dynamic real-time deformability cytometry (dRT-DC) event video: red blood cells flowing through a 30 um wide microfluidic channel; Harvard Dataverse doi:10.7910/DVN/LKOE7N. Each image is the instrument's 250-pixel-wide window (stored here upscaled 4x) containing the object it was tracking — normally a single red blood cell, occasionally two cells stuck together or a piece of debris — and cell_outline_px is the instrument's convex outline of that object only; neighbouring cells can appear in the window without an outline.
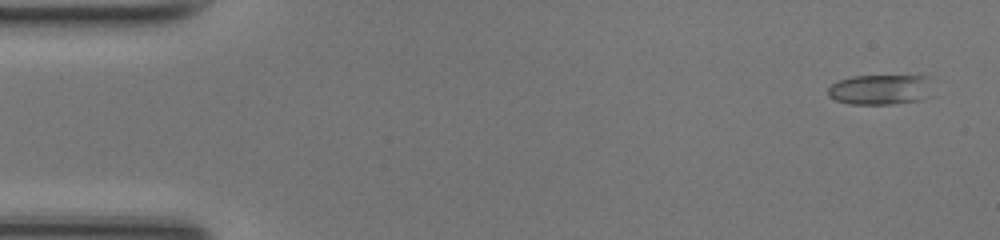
{"species": "common noctule bat (a hibernating species)", "species_latin": "Nyctalus noctula", "temperature_condition": "room temperature", "stored_images_in_passage": 48, "camera_frame_rate_fps": 3000, "um_per_image_px": 0.085, "animal": {"sex": "female", "body_mass_g": 17.0, "forearm_length_mm": 48.0}, "frame": {"image": 1, "passage_image": 1, "time_ms": 0.0, "image_size_px": [1000, 240], "cell_outline_px": [[928, 76], [920, 100], [892, 104], [852, 104], [836, 100], [828, 96], [828, 88], [836, 80], [852, 76]], "centroid_in_image_um": [74.62, 7.61], "position_along_channel_um": 10.4, "area_um2": 17.63}}
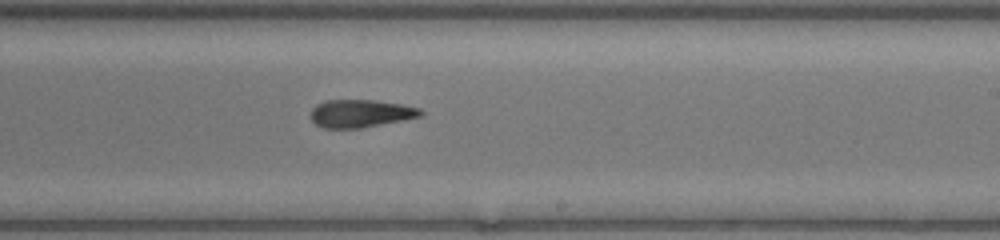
{"frame": {"image": 2, "passage_image": 28, "time_ms": 9.0, "image_size_px": [1000, 240], "cell_outline_px": [[424, 112], [420, 116], [360, 128], [324, 128], [316, 124], [308, 116], [312, 108], [316, 104], [324, 100], [376, 100], [400, 104], [420, 108]], "centroid_in_image_um": [30.58, 9.63], "position_along_channel_um": 258.4, "area_um2": 17.74}}
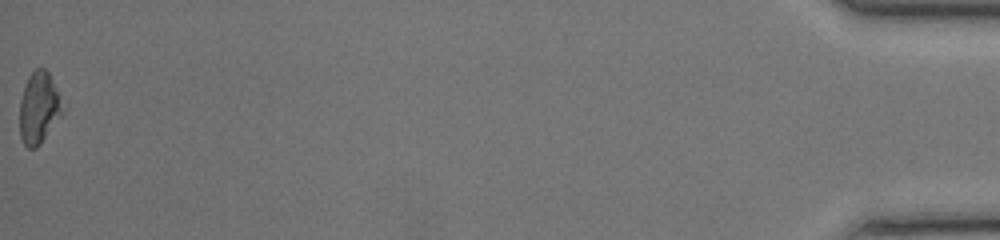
{"frame": {"image": 3, "passage_image": 48, "time_ms": 15.667, "image_size_px": [1000, 240], "cell_outline_px": [[60, 116], [40, 144], [36, 148], [28, 148], [24, 144], [20, 136], [20, 100], [24, 84], [28, 76], [36, 68], [44, 68], [48, 72], [56, 92], [60, 112]], "centroid_in_image_um": [3.22, 9.18], "position_along_channel_um": 432.0, "area_um2": 17.05}, "authors_computed_cell_mechanics": {"area_um2": 18.2359, "velocity_mm_per_s": 4.2435, "shape_relaxation_time_tau1_ms": 6.2738, "shape_relaxation_time_tau2_ms": 4.5671, "deformation_change_tau1": 0.1728, "deformation_change_tau2": 0.1453}}